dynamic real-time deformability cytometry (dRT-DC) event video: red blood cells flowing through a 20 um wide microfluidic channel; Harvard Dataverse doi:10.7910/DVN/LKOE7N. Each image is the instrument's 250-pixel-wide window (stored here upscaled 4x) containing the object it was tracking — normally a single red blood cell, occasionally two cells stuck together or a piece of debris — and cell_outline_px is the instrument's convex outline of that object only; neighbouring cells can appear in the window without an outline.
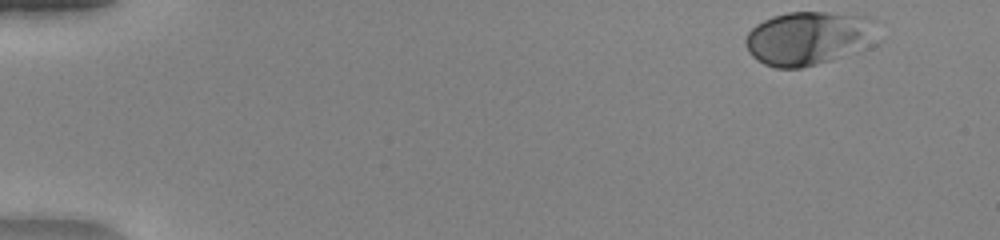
{"species": "human", "species_latin": "Homo sapiens", "temperature_condition": "warm", "stored_images_in_passage": 48, "camera_frame_rate_fps": 3000, "um_per_image_px": 0.085, "donor": {"sex": "female"}, "frame": {"image": 1, "passage_image": 1, "time_ms": 0.0, "image_size_px": [1000, 240], "cell_outline_px": [[880, 20], [840, 56], [832, 60], [800, 68], [776, 68], [764, 64], [756, 60], [748, 52], [744, 44], [744, 40], [748, 32], [756, 24], [772, 16], [788, 12], [824, 12], [868, 16]], "centroid_in_image_um": [68.43, 3.22], "position_along_channel_um": 16.6, "area_um2": 39.13}}
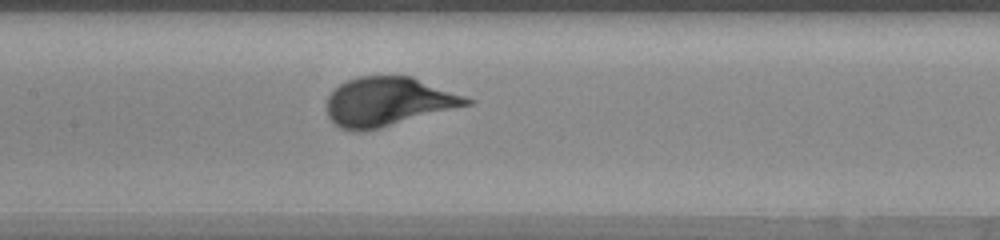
{"frame": {"image": 2, "passage_image": 23, "time_ms": 7.333, "image_size_px": [1000, 240], "cell_outline_px": [[476, 100], [472, 104], [380, 128], [360, 132], [352, 132], [340, 128], [328, 116], [328, 96], [340, 84], [348, 80], [360, 76], [412, 76]], "centroid_in_image_um": [33.01, 8.65], "position_along_channel_um": 174.4, "area_um2": 39.77}}
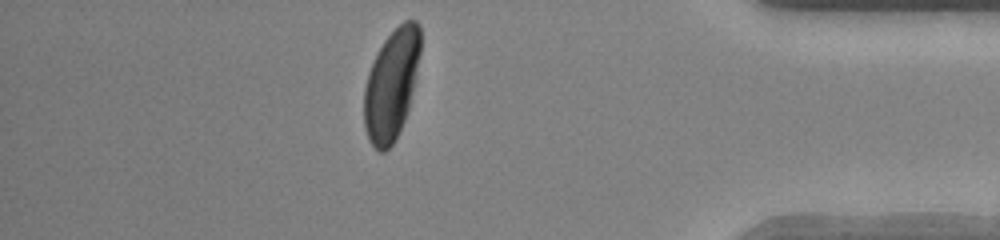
{"frame": {"image": 3, "passage_image": 42, "time_ms": 13.667, "image_size_px": [1000, 240], "cell_outline_px": [[420, 52], [408, 108], [404, 120], [392, 144], [384, 152], [380, 152], [368, 140], [364, 124], [364, 88], [368, 72], [384, 40], [404, 20], [416, 20], [420, 24]], "centroid_in_image_um": [33.26, 7.18], "position_along_channel_um": 401.9, "area_um2": 35.6}, "authors_computed_cell_mechanics": {"area_um2": 38.9572, "velocity_mm_per_s": 4.0591, "shape_relaxation_time_tau1_ms": 1.9765, "shape_relaxation_time_tau2_ms": null, "deformation_change_tau1": 0.171, "deformation_change_tau2": null}}